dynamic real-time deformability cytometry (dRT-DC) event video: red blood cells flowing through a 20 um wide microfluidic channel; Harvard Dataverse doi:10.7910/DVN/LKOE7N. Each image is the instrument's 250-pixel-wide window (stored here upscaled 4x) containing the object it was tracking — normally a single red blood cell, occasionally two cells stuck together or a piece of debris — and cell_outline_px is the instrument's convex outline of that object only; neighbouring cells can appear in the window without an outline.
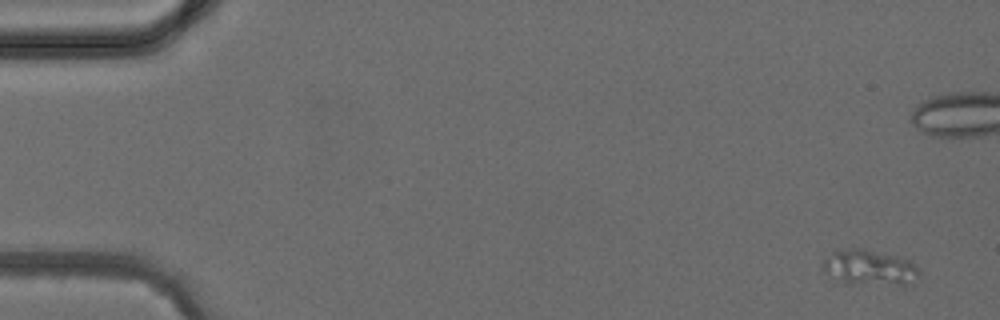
{"species": "common noctule bat (a hibernating species)", "species_latin": "Nyctalus noctula", "temperature_condition": "cold", "stored_images_in_passage": 6, "camera_frame_rate_fps": 3000, "um_per_image_px": 0.085, "animal": {"sex": "female", "body_mass_g": 24.6, "forearm_length_mm": 56.2}, "frame": {"image": 1, "passage_image": 1, "time_ms": 0.0, "image_size_px": [1000, 320], "cell_outline_px": [[920, 276], [912, 284], [900, 284], [844, 280], [824, 272], [824, 260], [832, 252], [856, 248], [864, 248], [896, 256], [908, 260], [920, 272]], "centroid_in_image_um": [73.98, 22.69], "position_along_channel_um": 11.0, "area_um2": 18.61}}